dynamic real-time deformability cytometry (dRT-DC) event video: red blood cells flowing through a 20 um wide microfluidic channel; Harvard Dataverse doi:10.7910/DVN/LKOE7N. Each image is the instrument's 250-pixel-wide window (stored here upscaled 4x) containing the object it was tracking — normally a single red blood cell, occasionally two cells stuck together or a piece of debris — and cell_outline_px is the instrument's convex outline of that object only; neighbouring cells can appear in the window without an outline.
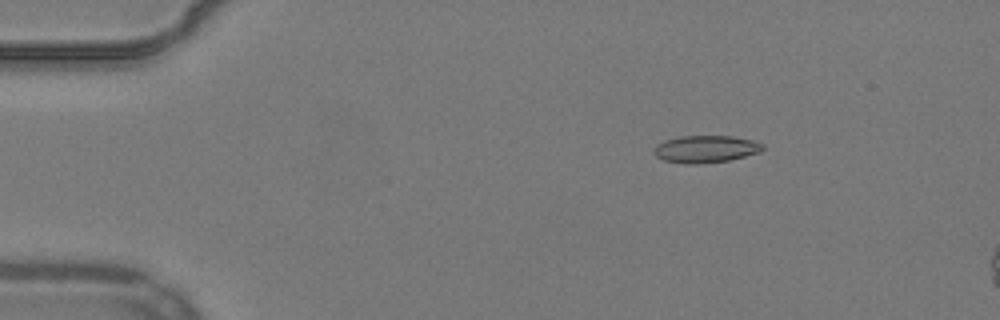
{"species": "common noctule bat (a hibernating species)", "species_latin": "Nyctalus noctula", "temperature_condition": "warm", "stored_images_in_passage": 18, "camera_frame_rate_fps": 3000, "um_per_image_px": 0.085, "animal": {"sex": "male", "body_mass_g": 19.2, "forearm_length_mm": 51.8}, "frame": {"image": 1, "passage_image": 9, "time_ms": 2.667, "image_size_px": [1000, 320], "cell_outline_px": [[764, 148], [760, 152], [728, 160], [696, 164], [684, 164], [664, 160], [656, 156], [652, 152], [652, 148], [656, 144], [664, 140], [680, 136], [732, 136], [752, 140], [764, 144]], "centroid_in_image_um": [59.93, 12.66], "position_along_channel_um": 25.1, "area_um2": 17.34}}
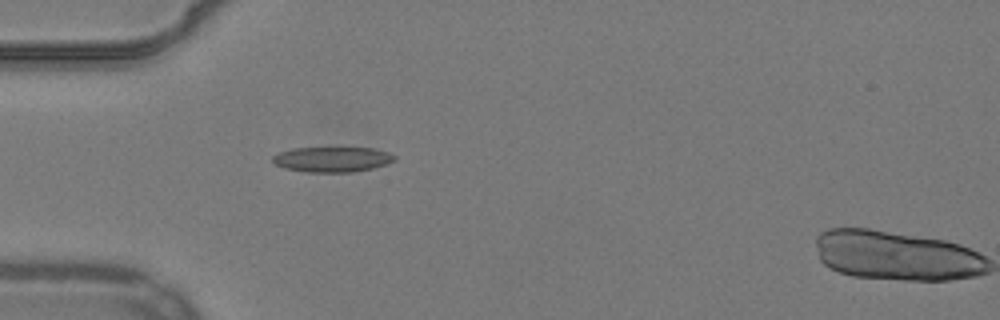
{"frame": {"image": 2, "passage_image": 17, "time_ms": 5.333, "image_size_px": [1000, 320], "cell_outline_px": [[396, 160], [388, 164], [372, 168], [352, 172], [308, 172], [284, 168], [276, 164], [272, 160], [272, 156], [280, 152], [292, 148], [372, 148], [388, 152], [396, 156]], "centroid_in_image_um": [28.26, 13.54], "position_along_channel_um": 56.7, "area_um2": 17.86}}